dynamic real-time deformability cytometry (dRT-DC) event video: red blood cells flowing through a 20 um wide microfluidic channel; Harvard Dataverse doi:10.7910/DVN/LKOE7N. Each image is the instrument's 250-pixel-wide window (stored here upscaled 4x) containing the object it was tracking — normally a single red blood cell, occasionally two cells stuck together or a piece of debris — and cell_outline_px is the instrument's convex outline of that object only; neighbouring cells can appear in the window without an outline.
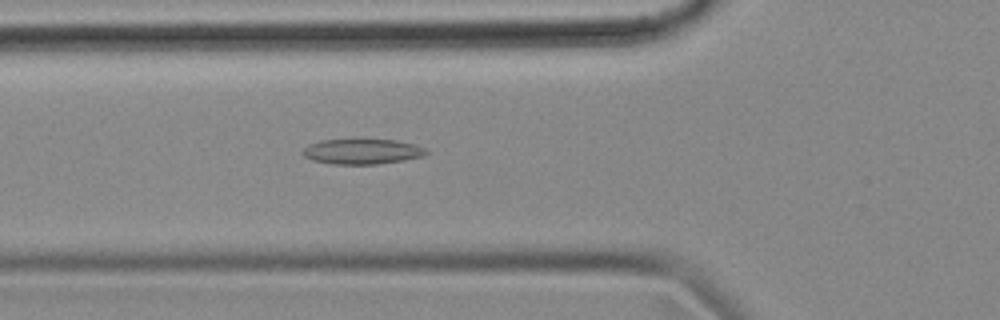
{"species": "common noctule bat (a hibernating species)", "species_latin": "Nyctalus noctula", "temperature_condition": "cold", "stored_images_in_passage": 54, "camera_frame_rate_fps": 3000, "um_per_image_px": 0.085, "animal": {"sex": "female", "body_mass_g": 18.4}, "frame": {"image": 1, "passage_image": 19, "time_ms": 6.0, "image_size_px": [1000, 320], "cell_outline_px": [[428, 152], [424, 156], [404, 160], [376, 164], [332, 164], [312, 160], [304, 156], [300, 152], [308, 144], [320, 140], [396, 140], [412, 144], [424, 148]], "centroid_in_image_um": [30.74, 12.88], "position_along_channel_um": 95.1, "area_um2": 18.03}}
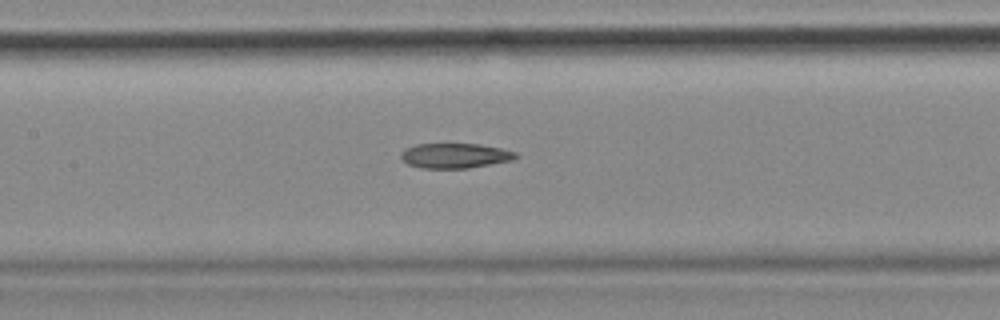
{"frame": {"image": 2, "passage_image": 25, "time_ms": 8.0, "image_size_px": [1000, 320], "cell_outline_px": [[520, 156], [512, 160], [468, 168], [424, 168], [408, 164], [400, 156], [400, 152], [416, 144], [480, 144], [500, 148], [516, 152]], "centroid_in_image_um": [38.7, 13.23], "position_along_channel_um": 168.7, "area_um2": 16.53}}
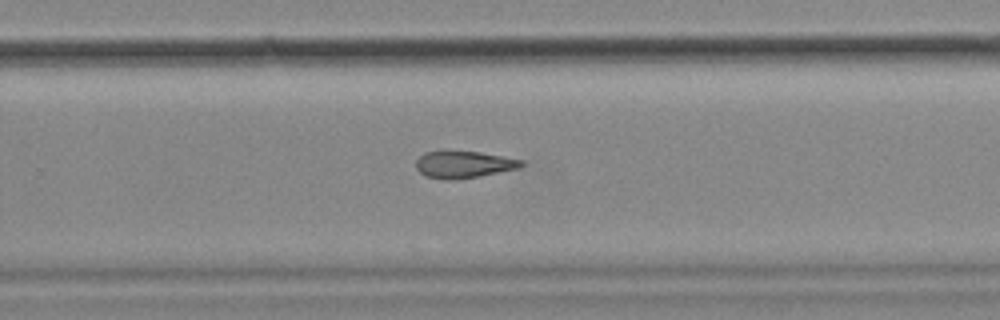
{"frame": {"image": 3, "passage_image": 35, "time_ms": 11.333, "image_size_px": [1000, 320], "cell_outline_px": [[524, 164], [516, 168], [480, 176], [452, 180], [448, 180], [424, 176], [416, 168], [416, 160], [424, 152], [480, 152], [524, 160]], "centroid_in_image_um": [39.39, 13.99], "position_along_channel_um": 290.4, "area_um2": 16.24}}